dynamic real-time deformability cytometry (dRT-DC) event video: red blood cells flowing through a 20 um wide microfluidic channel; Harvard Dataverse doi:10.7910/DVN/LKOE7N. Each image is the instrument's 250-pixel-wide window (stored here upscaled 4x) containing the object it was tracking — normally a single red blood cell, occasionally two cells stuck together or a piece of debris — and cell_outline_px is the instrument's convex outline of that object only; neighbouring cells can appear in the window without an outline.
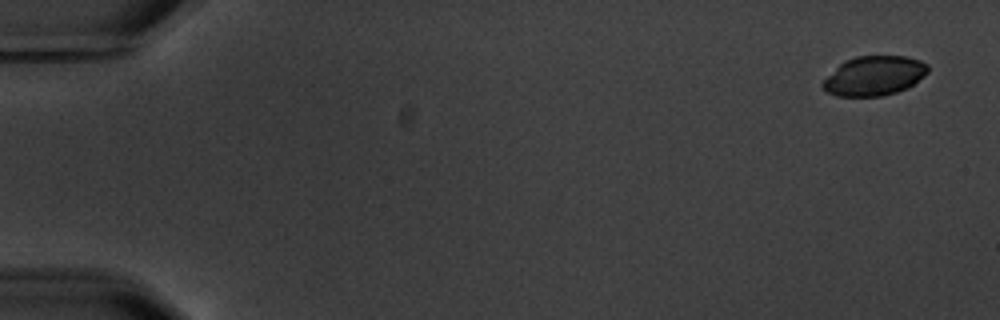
{"species": "common noctule bat (a hibernating species)", "species_latin": "Nyctalus noctula", "temperature_condition": "warm", "stored_images_in_passage": 4, "camera_frame_rate_fps": 3000, "um_per_image_px": 0.085, "animal": {"sex": "male", "body_mass_g": 20.1, "forearm_length_mm": 53.5}, "frame": {"image": 1, "passage_image": 1, "time_ms": 0.0, "image_size_px": [1000, 320], "cell_outline_px": [[928, 72], [924, 76], [908, 88], [896, 92], [880, 96], [836, 96], [828, 92], [820, 84], [844, 60], [856, 56], [904, 56], [920, 60], [928, 64]], "centroid_in_image_um": [74.32, 6.44], "position_along_channel_um": 10.7, "area_um2": 24.1}}